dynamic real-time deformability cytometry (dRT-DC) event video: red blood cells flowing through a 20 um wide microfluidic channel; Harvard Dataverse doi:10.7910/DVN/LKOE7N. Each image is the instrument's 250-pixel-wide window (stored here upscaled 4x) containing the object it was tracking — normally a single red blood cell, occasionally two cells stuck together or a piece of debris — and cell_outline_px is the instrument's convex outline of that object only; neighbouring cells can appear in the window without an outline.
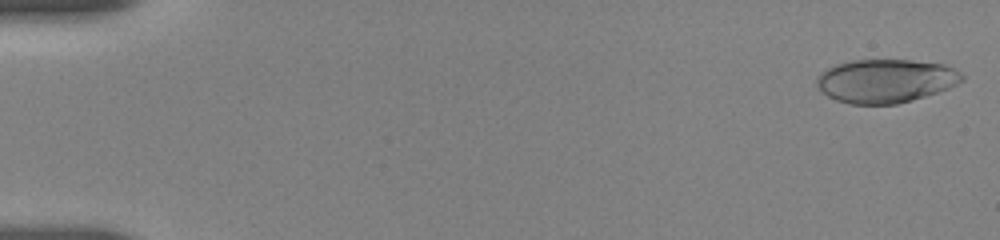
{"species": "human", "species_latin": "Homo sapiens", "temperature_condition": "room temperature", "stored_images_in_passage": 55, "camera_frame_rate_fps": 3000, "um_per_image_px": 0.085, "donor": {"sex": "female"}, "frame": {"image": 1, "passage_image": 1, "time_ms": 0.0, "image_size_px": [1000, 240], "cell_outline_px": [[964, 80], [948, 88], [912, 100], [896, 104], [848, 104], [836, 100], [828, 96], [816, 84], [816, 76], [820, 72], [836, 64], [852, 60], [912, 60], [944, 64], [960, 72], [964, 76]], "centroid_in_image_um": [75.26, 6.87], "position_along_channel_um": 9.7, "area_um2": 36.82}}
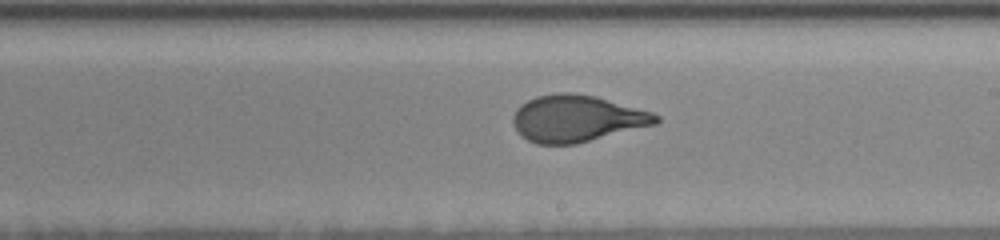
{"frame": {"image": 2, "passage_image": 23, "time_ms": 10.333, "image_size_px": [1000, 240], "cell_outline_px": [[660, 120], [656, 124], [576, 144], [536, 144], [520, 136], [512, 124], [512, 116], [516, 108], [520, 104], [536, 96], [560, 92], [572, 92], [596, 96], [652, 112], [660, 116]], "centroid_in_image_um": [48.99, 10.07], "position_along_channel_um": 240.0, "area_um2": 39.19}}
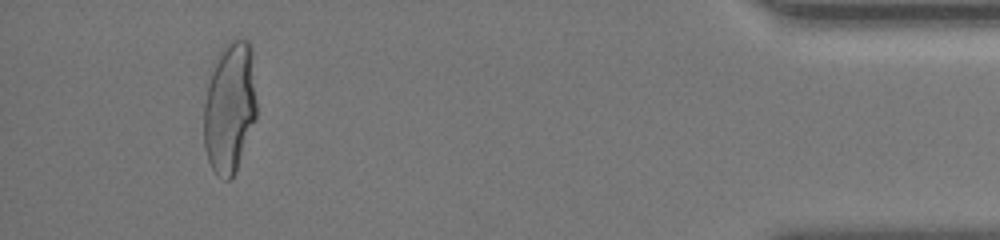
{"frame": {"image": 3, "passage_image": 50, "time_ms": 16.667, "image_size_px": [1000, 240], "cell_outline_px": [[256, 120], [236, 168], [232, 176], [228, 180], [224, 180], [216, 176], [208, 160], [204, 148], [204, 104], [208, 72], [220, 48], [228, 40], [248, 40], [252, 48], [256, 100]], "centroid_in_image_um": [19.5, 9.07], "position_along_channel_um": 415.7, "area_um2": 41.1}, "authors_computed_cell_mechanics": {"area_um2": 38.8416, "velocity_mm_per_s": 3.6753, "shape_relaxation_time_tau1_ms": 5.9084, "shape_relaxation_time_tau2_ms": null, "deformation_change_tau1": 0.2228, "deformation_change_tau2": null}}